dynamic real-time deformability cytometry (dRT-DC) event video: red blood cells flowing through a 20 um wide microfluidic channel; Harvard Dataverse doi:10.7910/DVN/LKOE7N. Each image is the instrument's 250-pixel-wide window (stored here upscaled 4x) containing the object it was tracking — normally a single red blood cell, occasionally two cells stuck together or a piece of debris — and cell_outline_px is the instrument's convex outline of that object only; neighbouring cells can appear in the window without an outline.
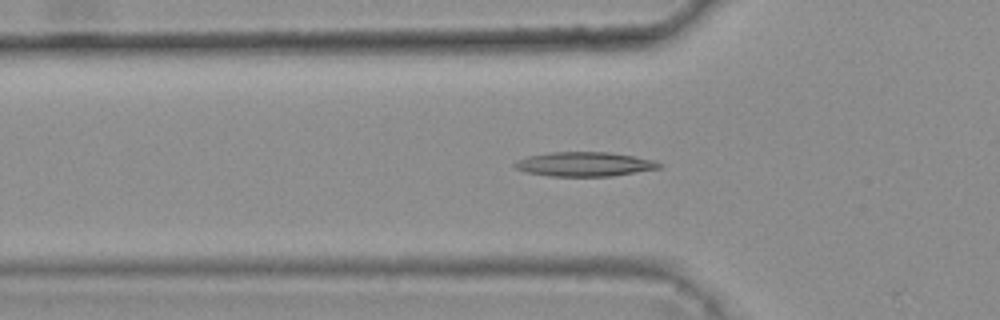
{"species": "common noctule bat (a hibernating species)", "species_latin": "Nyctalus noctula", "temperature_condition": "warm", "stored_images_in_passage": 13, "camera_frame_rate_fps": 3000, "um_per_image_px": 0.085, "animal": {"sex": "female", "body_mass_g": 25.1}, "frame": {"image": 1, "passage_image": 12, "time_ms": 3.667, "image_size_px": [1000, 320], "cell_outline_px": [[664, 168], [612, 176], [548, 176], [528, 172], [516, 168], [512, 164], [516, 160], [528, 156], [548, 152], [608, 152], [656, 160], [664, 164]], "centroid_in_image_um": [49.74, 13.95], "position_along_channel_um": 76.1, "area_um2": 20.69}}